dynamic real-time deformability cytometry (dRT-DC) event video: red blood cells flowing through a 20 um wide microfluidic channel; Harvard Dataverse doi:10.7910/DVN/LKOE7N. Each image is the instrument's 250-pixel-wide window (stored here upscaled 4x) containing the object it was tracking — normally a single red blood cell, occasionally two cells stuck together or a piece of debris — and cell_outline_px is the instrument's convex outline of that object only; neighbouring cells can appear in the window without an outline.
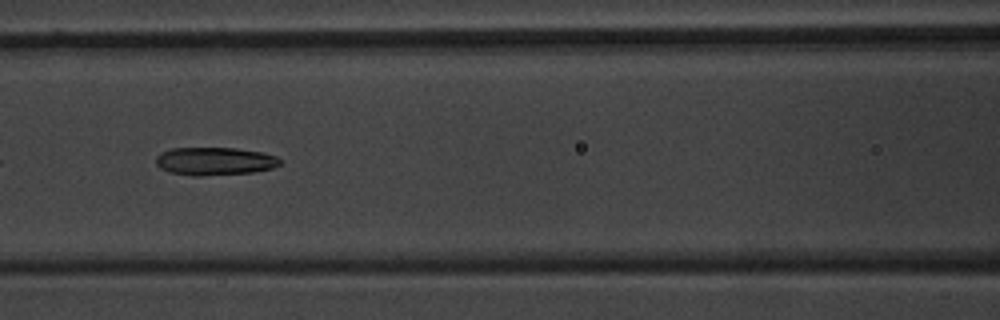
{"species": "common noctule bat (a hibernating species)", "species_latin": "Nyctalus noctula", "temperature_condition": "warm", "stored_images_in_passage": 20, "camera_frame_rate_fps": 3000, "um_per_image_px": 0.085, "animal": {"sex": "male", "body_mass_g": 20.1, "forearm_length_mm": 53.5}, "frame": {"image": 1, "passage_image": 15, "time_ms": 4.667, "image_size_px": [1000, 320], "cell_outline_px": [[280, 164], [272, 168], [252, 172], [200, 176], [192, 176], [168, 172], [160, 168], [156, 164], [156, 156], [160, 152], [172, 148], [236, 148], [260, 152], [276, 156], [280, 160]], "centroid_in_image_um": [18.2, 13.7], "position_along_channel_um": 148.4, "area_um2": 20.23}}